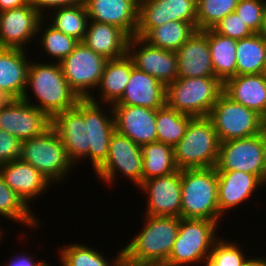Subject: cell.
I'll list each match as a JSON object with an SVG mask.
<instances>
[{"instance_id":"cell-1","label":"cell","mask_w":266,"mask_h":266,"mask_svg":"<svg viewBox=\"0 0 266 266\" xmlns=\"http://www.w3.org/2000/svg\"><path fill=\"white\" fill-rule=\"evenodd\" d=\"M31 89L35 100L33 104L29 99L28 89ZM28 95V96H27ZM25 102L43 111L50 119L55 115L76 106L80 98L70 88L63 76L59 63L55 61L46 63L30 62L27 73L25 93L21 98Z\"/></svg>"},{"instance_id":"cell-2","label":"cell","mask_w":266,"mask_h":266,"mask_svg":"<svg viewBox=\"0 0 266 266\" xmlns=\"http://www.w3.org/2000/svg\"><path fill=\"white\" fill-rule=\"evenodd\" d=\"M181 218L220 222L216 167L181 170Z\"/></svg>"},{"instance_id":"cell-3","label":"cell","mask_w":266,"mask_h":266,"mask_svg":"<svg viewBox=\"0 0 266 266\" xmlns=\"http://www.w3.org/2000/svg\"><path fill=\"white\" fill-rule=\"evenodd\" d=\"M144 217V228L123 248L122 260L167 261L179 232L180 217Z\"/></svg>"},{"instance_id":"cell-4","label":"cell","mask_w":266,"mask_h":266,"mask_svg":"<svg viewBox=\"0 0 266 266\" xmlns=\"http://www.w3.org/2000/svg\"><path fill=\"white\" fill-rule=\"evenodd\" d=\"M220 141L208 117L193 118L183 138L173 147L179 170L216 167Z\"/></svg>"},{"instance_id":"cell-5","label":"cell","mask_w":266,"mask_h":266,"mask_svg":"<svg viewBox=\"0 0 266 266\" xmlns=\"http://www.w3.org/2000/svg\"><path fill=\"white\" fill-rule=\"evenodd\" d=\"M222 93L217 77L177 78L166 86V105L193 118L208 117Z\"/></svg>"},{"instance_id":"cell-6","label":"cell","mask_w":266,"mask_h":266,"mask_svg":"<svg viewBox=\"0 0 266 266\" xmlns=\"http://www.w3.org/2000/svg\"><path fill=\"white\" fill-rule=\"evenodd\" d=\"M217 228L216 221L180 217L179 232L167 262L173 266L200 265L218 239Z\"/></svg>"},{"instance_id":"cell-7","label":"cell","mask_w":266,"mask_h":266,"mask_svg":"<svg viewBox=\"0 0 266 266\" xmlns=\"http://www.w3.org/2000/svg\"><path fill=\"white\" fill-rule=\"evenodd\" d=\"M21 160L31 164L50 182H60L71 171L65 147L57 132L48 128L43 134L21 142Z\"/></svg>"},{"instance_id":"cell-8","label":"cell","mask_w":266,"mask_h":266,"mask_svg":"<svg viewBox=\"0 0 266 266\" xmlns=\"http://www.w3.org/2000/svg\"><path fill=\"white\" fill-rule=\"evenodd\" d=\"M208 118L213 122L220 143L260 134L266 121L261 115L231 100L224 93L212 107Z\"/></svg>"},{"instance_id":"cell-9","label":"cell","mask_w":266,"mask_h":266,"mask_svg":"<svg viewBox=\"0 0 266 266\" xmlns=\"http://www.w3.org/2000/svg\"><path fill=\"white\" fill-rule=\"evenodd\" d=\"M51 127L57 132L65 147L68 159L74 165L77 161L89 159L90 99H80L76 106L65 110L51 119Z\"/></svg>"},{"instance_id":"cell-10","label":"cell","mask_w":266,"mask_h":266,"mask_svg":"<svg viewBox=\"0 0 266 266\" xmlns=\"http://www.w3.org/2000/svg\"><path fill=\"white\" fill-rule=\"evenodd\" d=\"M106 61L103 56L79 42L59 64L70 88L80 99H88L92 96L91 89H98Z\"/></svg>"},{"instance_id":"cell-11","label":"cell","mask_w":266,"mask_h":266,"mask_svg":"<svg viewBox=\"0 0 266 266\" xmlns=\"http://www.w3.org/2000/svg\"><path fill=\"white\" fill-rule=\"evenodd\" d=\"M216 171H243L264 182L265 143L262 134L221 142Z\"/></svg>"},{"instance_id":"cell-12","label":"cell","mask_w":266,"mask_h":266,"mask_svg":"<svg viewBox=\"0 0 266 266\" xmlns=\"http://www.w3.org/2000/svg\"><path fill=\"white\" fill-rule=\"evenodd\" d=\"M142 161L141 146L115 130L110 138L107 159L95 174L101 181L114 184L116 173L120 171L118 173L139 186L142 183Z\"/></svg>"},{"instance_id":"cell-13","label":"cell","mask_w":266,"mask_h":266,"mask_svg":"<svg viewBox=\"0 0 266 266\" xmlns=\"http://www.w3.org/2000/svg\"><path fill=\"white\" fill-rule=\"evenodd\" d=\"M51 119L40 109L22 99L0 100V129L20 142L43 134Z\"/></svg>"},{"instance_id":"cell-14","label":"cell","mask_w":266,"mask_h":266,"mask_svg":"<svg viewBox=\"0 0 266 266\" xmlns=\"http://www.w3.org/2000/svg\"><path fill=\"white\" fill-rule=\"evenodd\" d=\"M127 55L138 70L155 77L165 86L178 78V56L176 52L150 45L141 37L129 38Z\"/></svg>"},{"instance_id":"cell-15","label":"cell","mask_w":266,"mask_h":266,"mask_svg":"<svg viewBox=\"0 0 266 266\" xmlns=\"http://www.w3.org/2000/svg\"><path fill=\"white\" fill-rule=\"evenodd\" d=\"M197 0H139L135 36L144 38L153 28L170 21L196 22Z\"/></svg>"},{"instance_id":"cell-16","label":"cell","mask_w":266,"mask_h":266,"mask_svg":"<svg viewBox=\"0 0 266 266\" xmlns=\"http://www.w3.org/2000/svg\"><path fill=\"white\" fill-rule=\"evenodd\" d=\"M138 187L148 196L145 215L181 217V170L143 181Z\"/></svg>"},{"instance_id":"cell-17","label":"cell","mask_w":266,"mask_h":266,"mask_svg":"<svg viewBox=\"0 0 266 266\" xmlns=\"http://www.w3.org/2000/svg\"><path fill=\"white\" fill-rule=\"evenodd\" d=\"M43 16L29 3L0 12V48L26 49L37 36Z\"/></svg>"},{"instance_id":"cell-18","label":"cell","mask_w":266,"mask_h":266,"mask_svg":"<svg viewBox=\"0 0 266 266\" xmlns=\"http://www.w3.org/2000/svg\"><path fill=\"white\" fill-rule=\"evenodd\" d=\"M115 130L143 146L157 141L156 110L141 106L112 105Z\"/></svg>"},{"instance_id":"cell-19","label":"cell","mask_w":266,"mask_h":266,"mask_svg":"<svg viewBox=\"0 0 266 266\" xmlns=\"http://www.w3.org/2000/svg\"><path fill=\"white\" fill-rule=\"evenodd\" d=\"M89 20L117 26L130 38L138 27L139 0H83Z\"/></svg>"},{"instance_id":"cell-20","label":"cell","mask_w":266,"mask_h":266,"mask_svg":"<svg viewBox=\"0 0 266 266\" xmlns=\"http://www.w3.org/2000/svg\"><path fill=\"white\" fill-rule=\"evenodd\" d=\"M176 54L178 78L215 77L208 44V29L196 30Z\"/></svg>"},{"instance_id":"cell-21","label":"cell","mask_w":266,"mask_h":266,"mask_svg":"<svg viewBox=\"0 0 266 266\" xmlns=\"http://www.w3.org/2000/svg\"><path fill=\"white\" fill-rule=\"evenodd\" d=\"M26 50L0 48V100L21 99L25 93L30 64Z\"/></svg>"},{"instance_id":"cell-22","label":"cell","mask_w":266,"mask_h":266,"mask_svg":"<svg viewBox=\"0 0 266 266\" xmlns=\"http://www.w3.org/2000/svg\"><path fill=\"white\" fill-rule=\"evenodd\" d=\"M218 207L221 216L250 198L264 182L254 174L243 171H217Z\"/></svg>"},{"instance_id":"cell-23","label":"cell","mask_w":266,"mask_h":266,"mask_svg":"<svg viewBox=\"0 0 266 266\" xmlns=\"http://www.w3.org/2000/svg\"><path fill=\"white\" fill-rule=\"evenodd\" d=\"M0 174L5 184L15 191L27 205L32 199L41 196L40 194L44 193L51 184L36 168L20 158L0 164Z\"/></svg>"},{"instance_id":"cell-24","label":"cell","mask_w":266,"mask_h":266,"mask_svg":"<svg viewBox=\"0 0 266 266\" xmlns=\"http://www.w3.org/2000/svg\"><path fill=\"white\" fill-rule=\"evenodd\" d=\"M113 105L160 109L166 105V86L152 75L133 67L121 99Z\"/></svg>"},{"instance_id":"cell-25","label":"cell","mask_w":266,"mask_h":266,"mask_svg":"<svg viewBox=\"0 0 266 266\" xmlns=\"http://www.w3.org/2000/svg\"><path fill=\"white\" fill-rule=\"evenodd\" d=\"M223 93L266 120V75H236L223 82Z\"/></svg>"},{"instance_id":"cell-26","label":"cell","mask_w":266,"mask_h":266,"mask_svg":"<svg viewBox=\"0 0 266 266\" xmlns=\"http://www.w3.org/2000/svg\"><path fill=\"white\" fill-rule=\"evenodd\" d=\"M90 99V135L91 143L89 145V159L90 163L94 167V171H97L105 162L109 152V143L112 134L115 131V121L112 105H109L111 114H106L100 108L97 97ZM106 114V115H105ZM110 115V116H109Z\"/></svg>"},{"instance_id":"cell-27","label":"cell","mask_w":266,"mask_h":266,"mask_svg":"<svg viewBox=\"0 0 266 266\" xmlns=\"http://www.w3.org/2000/svg\"><path fill=\"white\" fill-rule=\"evenodd\" d=\"M129 36L114 25L89 20L83 43L105 59H115L127 54Z\"/></svg>"},{"instance_id":"cell-28","label":"cell","mask_w":266,"mask_h":266,"mask_svg":"<svg viewBox=\"0 0 266 266\" xmlns=\"http://www.w3.org/2000/svg\"><path fill=\"white\" fill-rule=\"evenodd\" d=\"M134 67L131 58L126 54L123 57L107 60L100 83L98 85L100 101L106 105L117 103L129 82L131 70Z\"/></svg>"},{"instance_id":"cell-29","label":"cell","mask_w":266,"mask_h":266,"mask_svg":"<svg viewBox=\"0 0 266 266\" xmlns=\"http://www.w3.org/2000/svg\"><path fill=\"white\" fill-rule=\"evenodd\" d=\"M208 44L215 77L224 82L236 76L237 40L208 29Z\"/></svg>"},{"instance_id":"cell-30","label":"cell","mask_w":266,"mask_h":266,"mask_svg":"<svg viewBox=\"0 0 266 266\" xmlns=\"http://www.w3.org/2000/svg\"><path fill=\"white\" fill-rule=\"evenodd\" d=\"M266 68V43L258 34L237 40L236 75L262 74Z\"/></svg>"},{"instance_id":"cell-31","label":"cell","mask_w":266,"mask_h":266,"mask_svg":"<svg viewBox=\"0 0 266 266\" xmlns=\"http://www.w3.org/2000/svg\"><path fill=\"white\" fill-rule=\"evenodd\" d=\"M142 182L178 171L173 147L159 141L142 147Z\"/></svg>"},{"instance_id":"cell-32","label":"cell","mask_w":266,"mask_h":266,"mask_svg":"<svg viewBox=\"0 0 266 266\" xmlns=\"http://www.w3.org/2000/svg\"><path fill=\"white\" fill-rule=\"evenodd\" d=\"M196 30V22L170 21L153 28L143 39L155 47L176 52Z\"/></svg>"},{"instance_id":"cell-33","label":"cell","mask_w":266,"mask_h":266,"mask_svg":"<svg viewBox=\"0 0 266 266\" xmlns=\"http://www.w3.org/2000/svg\"><path fill=\"white\" fill-rule=\"evenodd\" d=\"M193 117L178 113L167 105L156 110L157 141L174 147L185 135Z\"/></svg>"},{"instance_id":"cell-34","label":"cell","mask_w":266,"mask_h":266,"mask_svg":"<svg viewBox=\"0 0 266 266\" xmlns=\"http://www.w3.org/2000/svg\"><path fill=\"white\" fill-rule=\"evenodd\" d=\"M51 26L63 32L66 35L74 37L79 42H82L89 22L87 9L84 2L69 7H61L54 9Z\"/></svg>"},{"instance_id":"cell-35","label":"cell","mask_w":266,"mask_h":266,"mask_svg":"<svg viewBox=\"0 0 266 266\" xmlns=\"http://www.w3.org/2000/svg\"><path fill=\"white\" fill-rule=\"evenodd\" d=\"M62 266H121L123 250L109 262L103 254L83 244H70L59 250Z\"/></svg>"},{"instance_id":"cell-36","label":"cell","mask_w":266,"mask_h":266,"mask_svg":"<svg viewBox=\"0 0 266 266\" xmlns=\"http://www.w3.org/2000/svg\"><path fill=\"white\" fill-rule=\"evenodd\" d=\"M30 206L12 189H10L0 174V215L11 221L20 222L25 226H39L37 217L31 213ZM13 219V220H12Z\"/></svg>"},{"instance_id":"cell-37","label":"cell","mask_w":266,"mask_h":266,"mask_svg":"<svg viewBox=\"0 0 266 266\" xmlns=\"http://www.w3.org/2000/svg\"><path fill=\"white\" fill-rule=\"evenodd\" d=\"M46 16L41 20L38 26L37 35H41V46L43 51L48 54L49 58L57 60L60 63L64 58H66L79 43L74 37L64 34L63 32L55 29L53 26L49 25L44 28V21L46 22ZM44 28V30H43ZM42 29V31H40Z\"/></svg>"},{"instance_id":"cell-38","label":"cell","mask_w":266,"mask_h":266,"mask_svg":"<svg viewBox=\"0 0 266 266\" xmlns=\"http://www.w3.org/2000/svg\"><path fill=\"white\" fill-rule=\"evenodd\" d=\"M239 0H197V30L212 29L226 15L235 11Z\"/></svg>"},{"instance_id":"cell-39","label":"cell","mask_w":266,"mask_h":266,"mask_svg":"<svg viewBox=\"0 0 266 266\" xmlns=\"http://www.w3.org/2000/svg\"><path fill=\"white\" fill-rule=\"evenodd\" d=\"M210 256L220 264V266H241L249 258H246L243 251L236 243L219 238L213 244Z\"/></svg>"},{"instance_id":"cell-40","label":"cell","mask_w":266,"mask_h":266,"mask_svg":"<svg viewBox=\"0 0 266 266\" xmlns=\"http://www.w3.org/2000/svg\"><path fill=\"white\" fill-rule=\"evenodd\" d=\"M235 12L253 33H259L266 12V0H239Z\"/></svg>"},{"instance_id":"cell-41","label":"cell","mask_w":266,"mask_h":266,"mask_svg":"<svg viewBox=\"0 0 266 266\" xmlns=\"http://www.w3.org/2000/svg\"><path fill=\"white\" fill-rule=\"evenodd\" d=\"M212 29L222 36L236 40L247 38L254 34L235 11L226 15Z\"/></svg>"},{"instance_id":"cell-42","label":"cell","mask_w":266,"mask_h":266,"mask_svg":"<svg viewBox=\"0 0 266 266\" xmlns=\"http://www.w3.org/2000/svg\"><path fill=\"white\" fill-rule=\"evenodd\" d=\"M21 142L7 131L0 129V164L20 157Z\"/></svg>"},{"instance_id":"cell-43","label":"cell","mask_w":266,"mask_h":266,"mask_svg":"<svg viewBox=\"0 0 266 266\" xmlns=\"http://www.w3.org/2000/svg\"><path fill=\"white\" fill-rule=\"evenodd\" d=\"M29 3L43 16L50 9L69 7L83 3V0H29ZM46 11V12H45ZM44 12V13H43ZM43 13V14H42Z\"/></svg>"},{"instance_id":"cell-44","label":"cell","mask_w":266,"mask_h":266,"mask_svg":"<svg viewBox=\"0 0 266 266\" xmlns=\"http://www.w3.org/2000/svg\"><path fill=\"white\" fill-rule=\"evenodd\" d=\"M16 258V259H15ZM36 259L33 257H30V254H22L20 256L12 258L11 261L8 262V264L5 266H51L49 263H46L47 261L38 262L35 261Z\"/></svg>"},{"instance_id":"cell-45","label":"cell","mask_w":266,"mask_h":266,"mask_svg":"<svg viewBox=\"0 0 266 266\" xmlns=\"http://www.w3.org/2000/svg\"><path fill=\"white\" fill-rule=\"evenodd\" d=\"M29 4V0H0V12L20 8Z\"/></svg>"},{"instance_id":"cell-46","label":"cell","mask_w":266,"mask_h":266,"mask_svg":"<svg viewBox=\"0 0 266 266\" xmlns=\"http://www.w3.org/2000/svg\"><path fill=\"white\" fill-rule=\"evenodd\" d=\"M121 266H173L167 261L136 262L122 260Z\"/></svg>"},{"instance_id":"cell-47","label":"cell","mask_w":266,"mask_h":266,"mask_svg":"<svg viewBox=\"0 0 266 266\" xmlns=\"http://www.w3.org/2000/svg\"><path fill=\"white\" fill-rule=\"evenodd\" d=\"M262 137H263V140H264V143H265V173H264V184L266 185V121L263 125V128H262Z\"/></svg>"},{"instance_id":"cell-48","label":"cell","mask_w":266,"mask_h":266,"mask_svg":"<svg viewBox=\"0 0 266 266\" xmlns=\"http://www.w3.org/2000/svg\"><path fill=\"white\" fill-rule=\"evenodd\" d=\"M252 266H266V257L253 258L252 257Z\"/></svg>"},{"instance_id":"cell-49","label":"cell","mask_w":266,"mask_h":266,"mask_svg":"<svg viewBox=\"0 0 266 266\" xmlns=\"http://www.w3.org/2000/svg\"><path fill=\"white\" fill-rule=\"evenodd\" d=\"M204 266H220L210 255L203 260Z\"/></svg>"},{"instance_id":"cell-50","label":"cell","mask_w":266,"mask_h":266,"mask_svg":"<svg viewBox=\"0 0 266 266\" xmlns=\"http://www.w3.org/2000/svg\"><path fill=\"white\" fill-rule=\"evenodd\" d=\"M258 34L264 39V41L266 43V12H265V15H264V19H263V22H262V26H261L260 32Z\"/></svg>"},{"instance_id":"cell-51","label":"cell","mask_w":266,"mask_h":266,"mask_svg":"<svg viewBox=\"0 0 266 266\" xmlns=\"http://www.w3.org/2000/svg\"><path fill=\"white\" fill-rule=\"evenodd\" d=\"M241 266H252V258H249L246 262H244Z\"/></svg>"},{"instance_id":"cell-52","label":"cell","mask_w":266,"mask_h":266,"mask_svg":"<svg viewBox=\"0 0 266 266\" xmlns=\"http://www.w3.org/2000/svg\"><path fill=\"white\" fill-rule=\"evenodd\" d=\"M1 232H2V231H1V228H0V241L2 240V239H1V237H2V236H1V235H2V233H1Z\"/></svg>"}]
</instances>
